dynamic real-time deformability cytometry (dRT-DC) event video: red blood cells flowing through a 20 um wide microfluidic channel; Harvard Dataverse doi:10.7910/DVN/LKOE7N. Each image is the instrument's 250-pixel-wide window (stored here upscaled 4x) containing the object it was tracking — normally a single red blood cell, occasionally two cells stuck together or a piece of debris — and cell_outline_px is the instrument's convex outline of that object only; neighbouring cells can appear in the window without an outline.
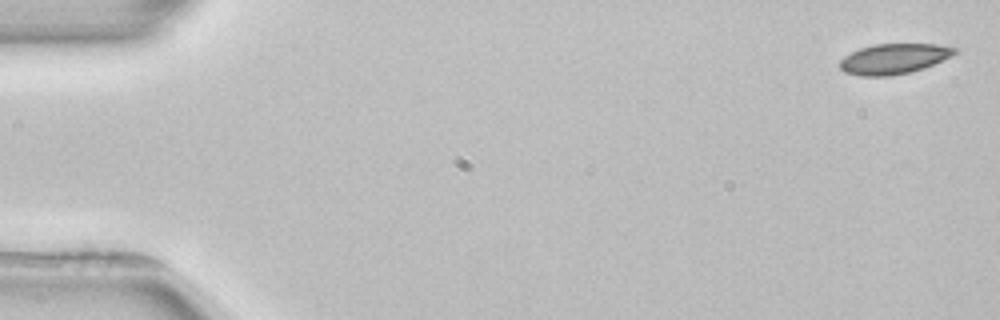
{"species": "common noctule bat (a hibernating species)", "species_latin": "Nyctalus noctula", "temperature_condition": "room temperature", "stored_images_in_passage": 5, "camera_frame_rate_fps": 3000, "um_per_image_px": 0.085, "animal": {"sex": "female", "body_mass_g": 22.7, "forearm_length_mm": 54.2}, "frame": {"image": 1, "passage_image": 1, "time_ms": 0.0, "image_size_px": [1000, 320], "cell_outline_px": [[960, 52], [952, 56], [924, 68], [908, 72], [888, 76], [860, 76], [844, 72], [840, 68], [840, 60], [844, 56], [860, 48], [876, 44], [936, 44], [960, 48]], "centroid_in_image_um": [76.02, 4.99], "position_along_channel_um": 9.0, "area_um2": 20.35}}
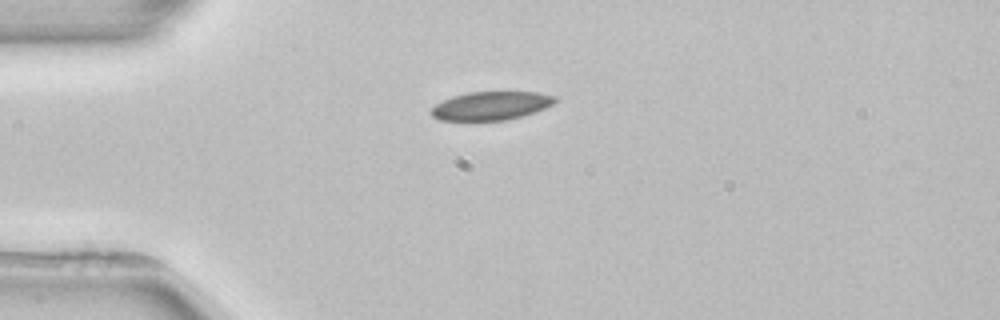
{"frame": {"image": 2, "passage_image": 4, "time_ms": 4.0, "image_size_px": [1000, 320], "cell_outline_px": [[556, 100], [552, 104], [544, 108], [520, 116], [504, 120], [440, 120], [432, 116], [428, 112], [436, 104], [452, 96], [468, 92], [540, 92], [556, 96]], "centroid_in_image_um": [41.7, 8.98], "position_along_channel_um": 43.3, "area_um2": 20.35}}